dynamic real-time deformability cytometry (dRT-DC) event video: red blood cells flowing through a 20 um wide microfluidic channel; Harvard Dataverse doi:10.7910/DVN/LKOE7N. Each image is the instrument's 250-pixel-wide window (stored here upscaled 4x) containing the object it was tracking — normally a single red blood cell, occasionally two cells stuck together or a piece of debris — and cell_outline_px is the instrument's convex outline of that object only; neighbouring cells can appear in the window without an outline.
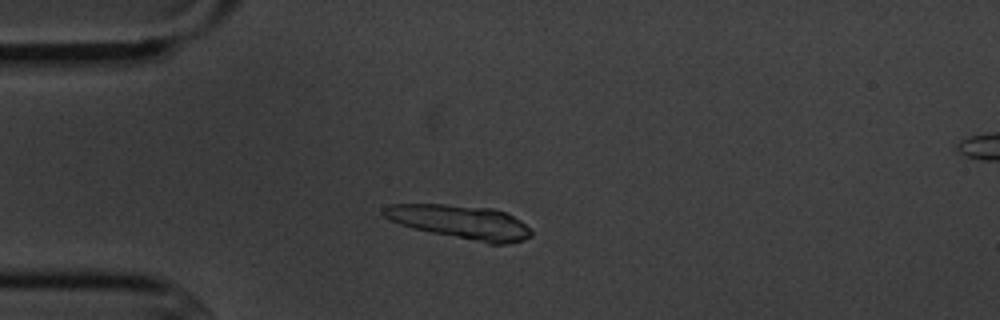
{"species": "common noctule bat (a hibernating species)", "species_latin": "Nyctalus noctula", "temperature_condition": "cold", "stored_images_in_passage": 4, "camera_frame_rate_fps": 3000, "um_per_image_px": 0.085, "animal": {"sex": "male", "body_mass_g": 20.1, "forearm_length_mm": 53.5}, "frame": {"image": 1, "passage_image": 2, "time_ms": 1.0, "image_size_px": [1000, 320], "cell_outline_px": [[532, 236], [524, 240], [508, 244], [488, 244], [412, 228], [400, 224], [384, 216], [380, 212], [380, 208], [388, 204], [444, 204], [492, 208], [504, 212], [520, 220], [532, 232]], "centroid_in_image_um": [39.12, 18.87], "position_along_channel_um": 45.9, "area_um2": 29.13}}